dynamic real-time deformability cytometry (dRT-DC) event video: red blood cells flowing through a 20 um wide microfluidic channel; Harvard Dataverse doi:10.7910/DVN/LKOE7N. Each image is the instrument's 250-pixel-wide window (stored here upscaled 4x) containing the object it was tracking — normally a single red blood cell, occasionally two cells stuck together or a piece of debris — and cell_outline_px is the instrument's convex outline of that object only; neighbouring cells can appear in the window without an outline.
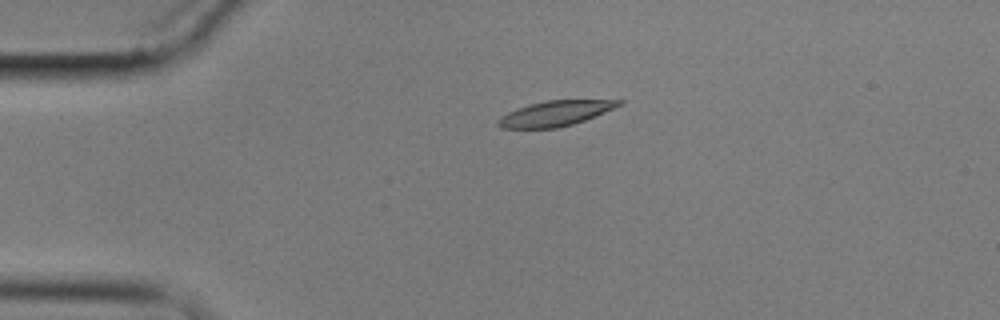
{"species": "common noctule bat (a hibernating species)", "species_latin": "Nyctalus noctula", "temperature_condition": "cold", "stored_images_in_passage": 47, "camera_frame_rate_fps": 3000, "um_per_image_px": 0.085, "animal": {"sex": "male", "body_mass_g": 17.9}, "frame": {"image": 1, "passage_image": 1, "time_ms": 0.0, "image_size_px": [1000, 320], "cell_outline_px": [[624, 104], [584, 120], [572, 124], [556, 128], [500, 128], [496, 124], [496, 120], [500, 116], [508, 112], [528, 104], [544, 100], [624, 100]], "centroid_in_image_um": [47.16, 9.63], "position_along_channel_um": 37.8, "area_um2": 17.74}}
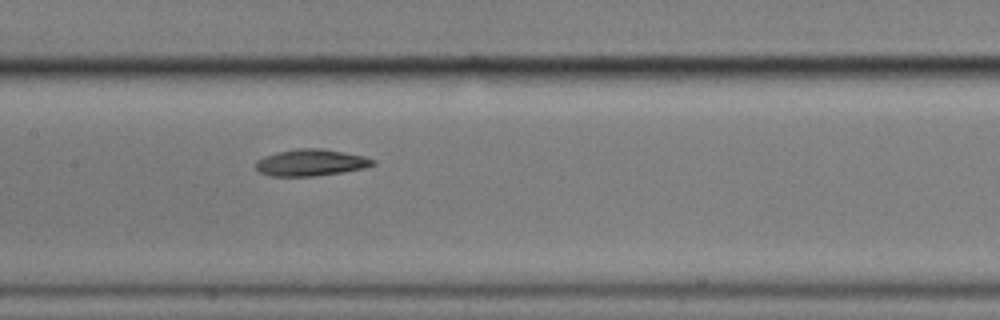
{"frame": {"image": 2, "passage_image": 17, "time_ms": 5.333, "image_size_px": [1000, 320], "cell_outline_px": [[376, 164], [364, 168], [316, 176], [268, 176], [260, 172], [256, 168], [256, 160], [264, 156], [276, 152], [296, 148], [320, 148], [344, 152], [364, 156], [376, 160]], "centroid_in_image_um": [26.41, 13.81], "position_along_channel_um": 181.0, "area_um2": 18.26}}
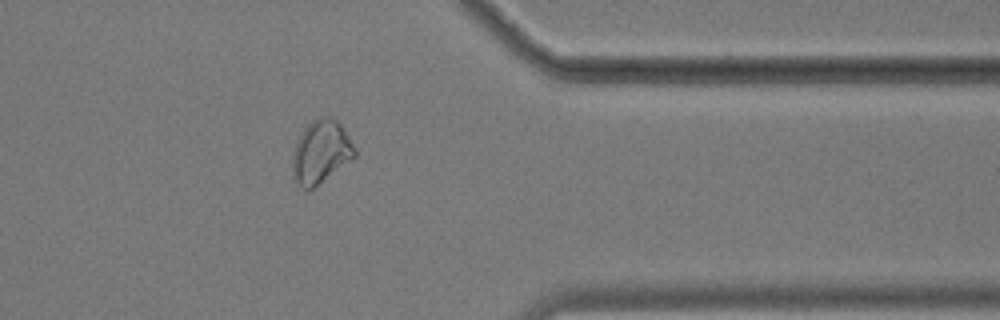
{"frame": {"image": 3, "passage_image": 36, "time_ms": 11.667, "image_size_px": [1000, 320], "cell_outline_px": [[356, 156], [312, 188], [304, 188], [292, 180], [292, 152], [296, 140], [304, 128], [312, 120], [320, 116], [328, 116], [336, 120], [340, 124], [356, 148]], "centroid_in_image_um": [27.24, 12.89], "position_along_channel_um": 384.2, "area_um2": 22.77}, "authors_computed_cell_mechanics": {"area_um2": 18.8428, "velocity_mm_per_s": 3.392, "shape_relaxation_time_tau1_ms": null, "shape_relaxation_time_tau2_ms": 9.2647, "deformation_change_tau1": null, "deformation_change_tau2": 0.1362}}